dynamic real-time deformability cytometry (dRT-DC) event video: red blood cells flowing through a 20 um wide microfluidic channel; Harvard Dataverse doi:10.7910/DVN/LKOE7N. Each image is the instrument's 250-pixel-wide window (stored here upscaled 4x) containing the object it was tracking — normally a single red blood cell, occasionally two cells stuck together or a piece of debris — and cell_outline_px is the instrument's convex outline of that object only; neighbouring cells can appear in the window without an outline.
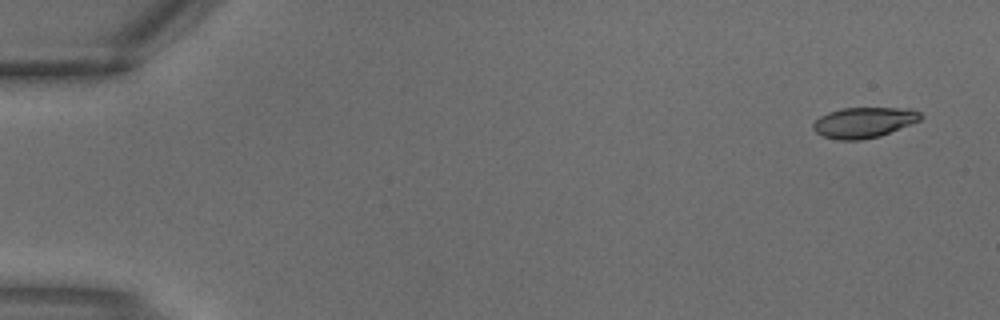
{"species": "common noctule bat (a hibernating species)", "species_latin": "Nyctalus noctula", "temperature_condition": "warm", "stored_images_in_passage": 3, "camera_frame_rate_fps": 3000, "um_per_image_px": 0.085, "animal": {"sex": "male", "body_mass_g": 18.8}, "frame": {"image": 1, "passage_image": 1, "time_ms": 0.0, "image_size_px": [1000, 320], "cell_outline_px": [[924, 116], [920, 120], [880, 136], [860, 140], [840, 140], [824, 136], [816, 132], [812, 128], [812, 124], [820, 116], [828, 112], [844, 108], [912, 108], [920, 112]], "centroid_in_image_um": [73.44, 10.4], "position_along_channel_um": 11.6, "area_um2": 19.07}}
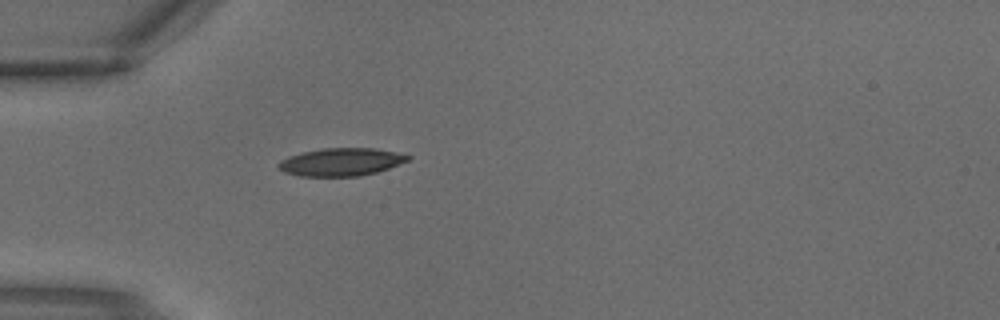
{"frame": {"image": 2, "passage_image": 3, "time_ms": 0.667, "image_size_px": [1000, 320], "cell_outline_px": [[412, 156], [408, 160], [388, 168], [376, 172], [360, 176], [300, 176], [284, 172], [276, 168], [276, 164], [280, 160], [288, 156], [304, 152], [324, 148], [376, 148]], "centroid_in_image_um": [28.94, 13.77], "position_along_channel_um": 56.1, "area_um2": 20.92}}